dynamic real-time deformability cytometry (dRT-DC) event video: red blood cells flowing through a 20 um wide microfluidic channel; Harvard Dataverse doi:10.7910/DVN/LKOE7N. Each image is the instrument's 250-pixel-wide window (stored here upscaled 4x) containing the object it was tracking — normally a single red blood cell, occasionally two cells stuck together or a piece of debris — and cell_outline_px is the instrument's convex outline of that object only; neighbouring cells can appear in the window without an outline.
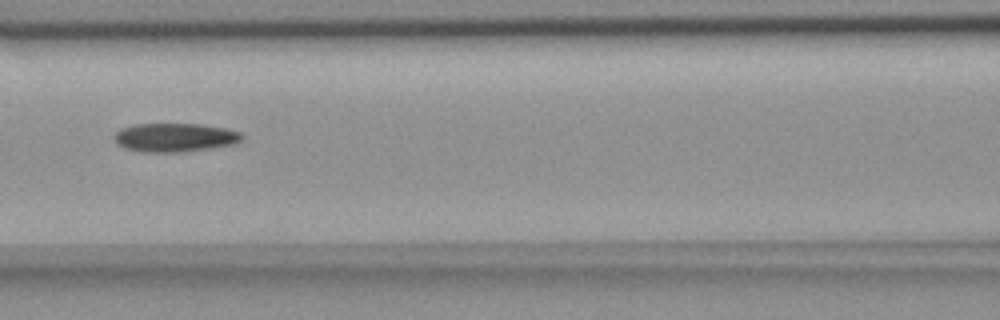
{"species": "common noctule bat (a hibernating species)", "species_latin": "Nyctalus noctula", "temperature_condition": "room temperature", "stored_images_in_passage": 6, "camera_frame_rate_fps": 3000, "um_per_image_px": 0.085, "animal": {"sex": "female", "body_mass_g": 18.4}, "frame": {"image": 1, "passage_image": 4, "time_ms": 4.333, "image_size_px": [1000, 320], "cell_outline_px": [[244, 136], [240, 140], [232, 144], [184, 152], [144, 152], [124, 148], [116, 144], [112, 136], [120, 128], [136, 124], [200, 124], [224, 128], [240, 132]], "centroid_in_image_um": [14.79, 11.68], "position_along_channel_um": 151.8, "area_um2": 21.33}}
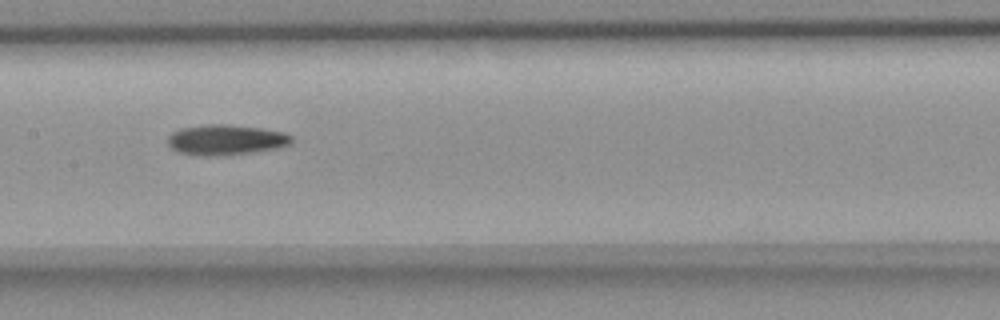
{"frame": {"image": 2, "passage_image": 5, "time_ms": 5.333, "image_size_px": [1000, 320], "cell_outline_px": [[292, 140], [288, 144], [276, 148], [220, 156], [204, 156], [180, 152], [172, 148], [168, 144], [168, 136], [172, 132], [180, 128], [204, 124], [228, 124], [260, 128], [284, 132], [292, 136]], "centroid_in_image_um": [19.16, 11.87], "position_along_channel_um": 188.2, "area_um2": 21.73}}
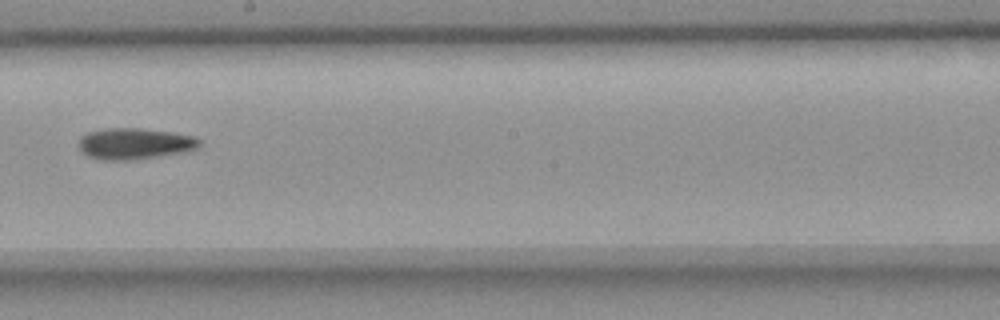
{"frame": {"image": 3, "passage_image": 6, "time_ms": 6.667, "image_size_px": [1000, 320], "cell_outline_px": [[200, 144], [196, 148], [184, 152], [132, 160], [96, 160], [88, 156], [80, 148], [80, 136], [88, 132], [104, 128], [140, 128], [172, 132], [192, 136], [200, 140]], "centroid_in_image_um": [11.42, 12.21], "position_along_channel_um": 236.8, "area_um2": 21.91}}